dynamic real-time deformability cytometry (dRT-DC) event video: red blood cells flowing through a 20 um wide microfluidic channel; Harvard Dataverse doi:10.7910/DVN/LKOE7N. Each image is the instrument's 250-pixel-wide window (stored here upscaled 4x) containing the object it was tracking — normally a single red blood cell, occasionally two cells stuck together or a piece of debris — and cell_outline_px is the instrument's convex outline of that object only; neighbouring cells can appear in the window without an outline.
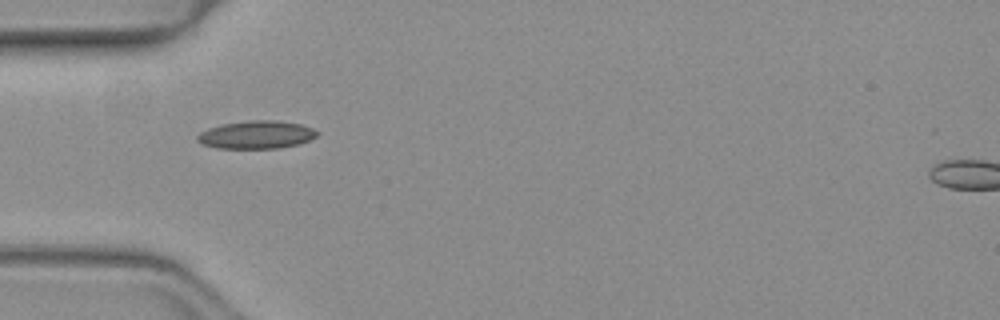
{"species": "common noctule bat (a hibernating species)", "species_latin": "Nyctalus noctula", "temperature_condition": "warm", "stored_images_in_passage": 3, "camera_frame_rate_fps": 3000, "um_per_image_px": 0.085, "animal": {"sex": "female", "body_mass_g": 19.3, "forearm_length_mm": 54.1}, "frame": {"image": 1, "passage_image": 1, "time_ms": 0.0, "image_size_px": [1000, 320], "cell_outline_px": [[320, 132], [316, 136], [308, 140], [296, 144], [276, 148], [216, 148], [204, 144], [196, 140], [196, 136], [200, 132], [208, 128], [224, 124], [248, 120], [276, 120], [300, 124], [312, 128]], "centroid_in_image_um": [21.77, 11.44], "position_along_channel_um": 63.2, "area_um2": 19.31}}